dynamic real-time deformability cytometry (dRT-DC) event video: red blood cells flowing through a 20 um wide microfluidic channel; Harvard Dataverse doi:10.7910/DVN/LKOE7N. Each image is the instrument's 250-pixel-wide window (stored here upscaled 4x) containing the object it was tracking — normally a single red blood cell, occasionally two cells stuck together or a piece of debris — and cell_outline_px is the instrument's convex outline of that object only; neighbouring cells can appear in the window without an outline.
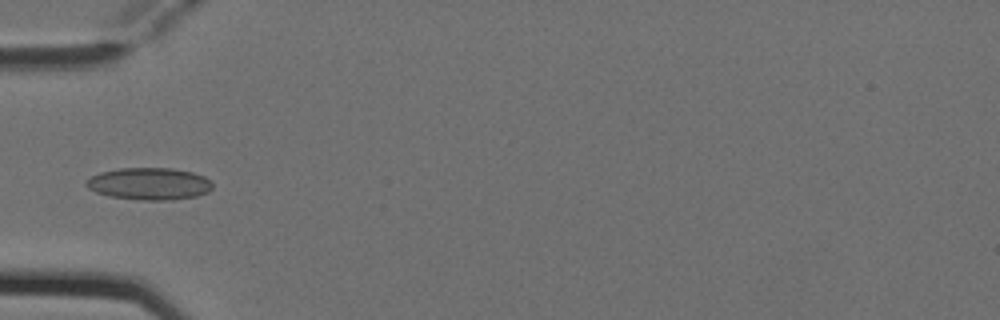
{"species": "Egyptian fruit bat (a non-hibernating species)", "species_latin": "Rousettus aegyptiacus", "temperature_condition": "cold", "stored_images_in_passage": 6, "camera_frame_rate_fps": 3000, "um_per_image_px": 0.085, "animal": {"sex": "female"}, "frame": {"image": 1, "passage_image": 4, "time_ms": 1.0, "image_size_px": [1000, 320], "cell_outline_px": [[212, 188], [208, 192], [196, 196], [168, 200], [144, 200], [108, 196], [96, 192], [88, 188], [84, 184], [84, 180], [100, 172], [120, 168], [172, 168], [192, 172], [204, 176], [212, 184]], "centroid_in_image_um": [12.65, 15.61], "position_along_channel_um": 72.3, "area_um2": 23.64}}
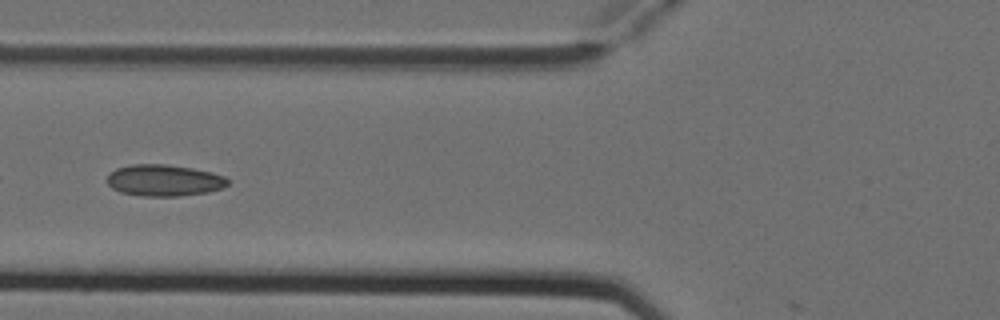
{"frame": {"image": 2, "passage_image": 5, "time_ms": 1.333, "image_size_px": [1000, 320], "cell_outline_px": [[228, 184], [224, 188], [208, 192], [180, 196], [144, 196], [120, 192], [112, 188], [108, 184], [108, 176], [116, 168], [132, 164], [164, 164], [192, 168], [212, 172], [224, 176], [228, 180]], "centroid_in_image_um": [13.97, 15.33], "position_along_channel_um": 111.8, "area_um2": 22.14}}